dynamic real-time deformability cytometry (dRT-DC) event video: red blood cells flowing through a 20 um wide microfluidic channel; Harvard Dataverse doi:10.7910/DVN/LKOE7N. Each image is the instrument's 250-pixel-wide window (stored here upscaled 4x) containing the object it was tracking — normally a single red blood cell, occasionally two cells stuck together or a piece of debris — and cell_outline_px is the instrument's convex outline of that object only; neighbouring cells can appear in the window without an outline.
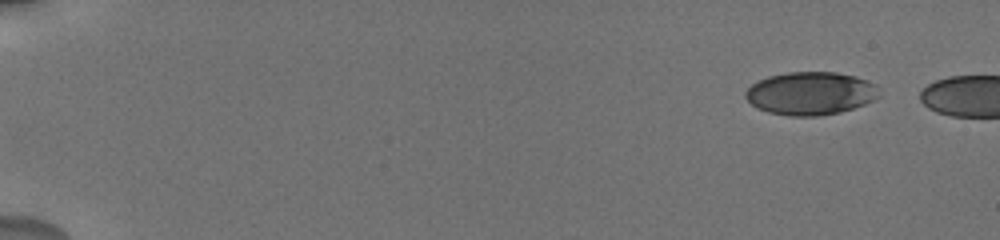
{"species": "human", "species_latin": "Homo sapiens", "temperature_condition": "cold", "stored_images_in_passage": 3, "camera_frame_rate_fps": 3000, "um_per_image_px": 0.085, "donor": {"sex": "male"}, "frame": {"image": 1, "passage_image": 1, "time_ms": 0.0, "image_size_px": [1000, 240], "cell_outline_px": [[880, 96], [864, 104], [840, 112], [820, 116], [788, 116], [768, 112], [756, 108], [744, 96], [744, 92], [752, 84], [768, 76], [788, 72], [836, 72], [856, 76], [876, 84]], "centroid_in_image_um": [68.89, 7.94], "position_along_channel_um": 16.1, "area_um2": 33.58}}